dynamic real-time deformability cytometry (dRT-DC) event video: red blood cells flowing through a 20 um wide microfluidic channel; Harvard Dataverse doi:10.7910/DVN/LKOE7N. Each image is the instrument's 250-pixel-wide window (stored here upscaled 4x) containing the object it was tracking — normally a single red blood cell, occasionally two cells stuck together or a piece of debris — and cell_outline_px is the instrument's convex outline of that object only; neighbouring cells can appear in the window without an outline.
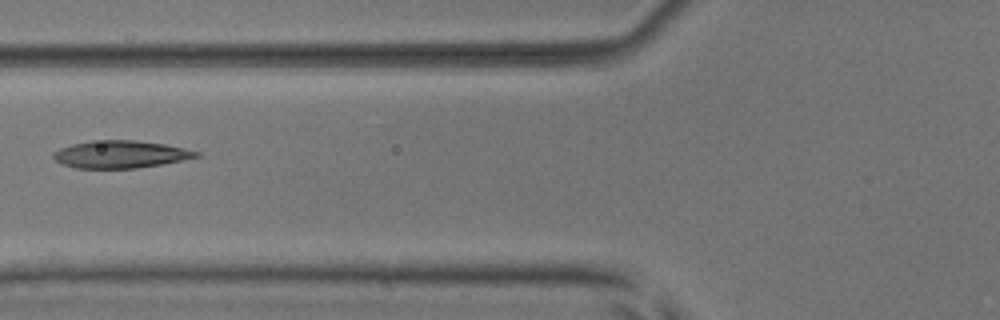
{"species": "common noctule bat (a hibernating species)", "species_latin": "Nyctalus noctula", "temperature_condition": "room temperature", "stored_images_in_passage": 6, "camera_frame_rate_fps": 3000, "um_per_image_px": 0.085, "animal": {"sex": "male", "body_mass_g": 17.9, "forearm_length_mm": 54.2}, "frame": {"image": 1, "passage_image": 6, "time_ms": 6.0, "image_size_px": [1000, 320], "cell_outline_px": [[200, 156], [160, 164], [136, 168], [76, 168], [60, 164], [52, 156], [52, 152], [60, 148], [72, 144], [92, 140], [132, 140], [164, 144], [184, 148], [200, 152]], "centroid_in_image_um": [10.18, 13.11], "position_along_channel_um": 115.6, "area_um2": 22.72}}